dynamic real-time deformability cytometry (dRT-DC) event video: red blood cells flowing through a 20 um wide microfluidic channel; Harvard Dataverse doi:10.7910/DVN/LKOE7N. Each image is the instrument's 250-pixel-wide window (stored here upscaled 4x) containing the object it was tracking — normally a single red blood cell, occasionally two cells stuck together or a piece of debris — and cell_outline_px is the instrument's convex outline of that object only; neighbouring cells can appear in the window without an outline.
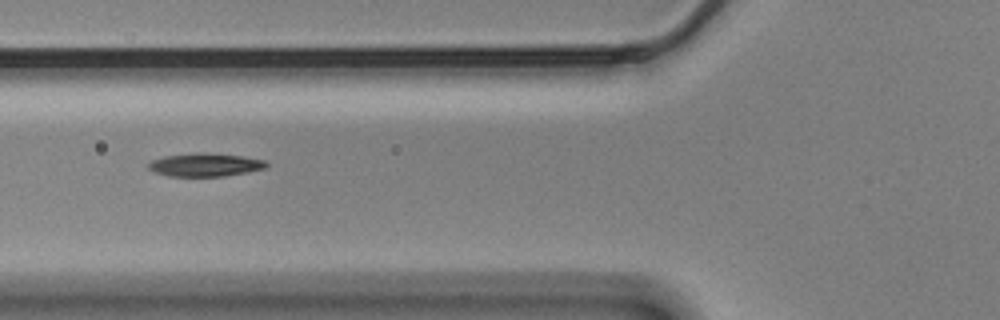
{"species": "Egyptian fruit bat (a non-hibernating species)", "species_latin": "Rousettus aegyptiacus", "temperature_condition": "cold", "stored_images_in_passage": 6, "camera_frame_rate_fps": 3000, "um_per_image_px": 0.085, "animal": {"sex": "male"}, "frame": {"image": 1, "passage_image": 3, "time_ms": 0.667, "image_size_px": [1000, 320], "cell_outline_px": [[268, 164], [264, 168], [248, 172], [224, 176], [168, 176], [156, 172], [148, 168], [148, 164], [152, 160], [164, 156], [196, 152], [200, 152], [244, 156], [264, 160]], "centroid_in_image_um": [17.43, 14.0], "position_along_channel_um": 108.4, "area_um2": 15.9}}